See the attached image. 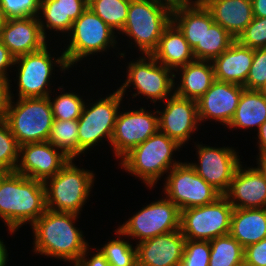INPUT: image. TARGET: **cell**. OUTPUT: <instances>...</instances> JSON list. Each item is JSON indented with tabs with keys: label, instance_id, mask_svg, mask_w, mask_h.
Wrapping results in <instances>:
<instances>
[{
	"label": "cell",
	"instance_id": "cell-1",
	"mask_svg": "<svg viewBox=\"0 0 266 266\" xmlns=\"http://www.w3.org/2000/svg\"><path fill=\"white\" fill-rule=\"evenodd\" d=\"M79 215L46 210L32 225L33 253L63 259L73 266L89 246L76 225Z\"/></svg>",
	"mask_w": 266,
	"mask_h": 266
},
{
	"label": "cell",
	"instance_id": "cell-2",
	"mask_svg": "<svg viewBox=\"0 0 266 266\" xmlns=\"http://www.w3.org/2000/svg\"><path fill=\"white\" fill-rule=\"evenodd\" d=\"M44 182L17 172H0V218L14 234L25 223L32 225L45 211Z\"/></svg>",
	"mask_w": 266,
	"mask_h": 266
},
{
	"label": "cell",
	"instance_id": "cell-3",
	"mask_svg": "<svg viewBox=\"0 0 266 266\" xmlns=\"http://www.w3.org/2000/svg\"><path fill=\"white\" fill-rule=\"evenodd\" d=\"M180 148L177 141L158 131L124 155L119 165L151 189L165 173L181 163L172 159L174 152Z\"/></svg>",
	"mask_w": 266,
	"mask_h": 266
},
{
	"label": "cell",
	"instance_id": "cell-4",
	"mask_svg": "<svg viewBox=\"0 0 266 266\" xmlns=\"http://www.w3.org/2000/svg\"><path fill=\"white\" fill-rule=\"evenodd\" d=\"M73 161L70 159L56 175L44 182L48 210L80 215L90 197L95 173L77 167Z\"/></svg>",
	"mask_w": 266,
	"mask_h": 266
},
{
	"label": "cell",
	"instance_id": "cell-5",
	"mask_svg": "<svg viewBox=\"0 0 266 266\" xmlns=\"http://www.w3.org/2000/svg\"><path fill=\"white\" fill-rule=\"evenodd\" d=\"M171 22L172 10L168 7L153 0H130L126 23L119 35L130 37L142 55H151Z\"/></svg>",
	"mask_w": 266,
	"mask_h": 266
},
{
	"label": "cell",
	"instance_id": "cell-6",
	"mask_svg": "<svg viewBox=\"0 0 266 266\" xmlns=\"http://www.w3.org/2000/svg\"><path fill=\"white\" fill-rule=\"evenodd\" d=\"M13 101L11 98L5 121L19 146L48 141L54 121L49 96Z\"/></svg>",
	"mask_w": 266,
	"mask_h": 266
},
{
	"label": "cell",
	"instance_id": "cell-7",
	"mask_svg": "<svg viewBox=\"0 0 266 266\" xmlns=\"http://www.w3.org/2000/svg\"><path fill=\"white\" fill-rule=\"evenodd\" d=\"M100 17L89 7L73 22L68 33L69 44L63 48V55L70 68L83 58L107 52V49L115 48L118 36ZM117 37V38H116ZM96 53V54H95Z\"/></svg>",
	"mask_w": 266,
	"mask_h": 266
},
{
	"label": "cell",
	"instance_id": "cell-8",
	"mask_svg": "<svg viewBox=\"0 0 266 266\" xmlns=\"http://www.w3.org/2000/svg\"><path fill=\"white\" fill-rule=\"evenodd\" d=\"M136 59L128 63L126 80L118 89L123 97L131 85L136 90L133 98L143 95L154 104L164 102L174 94L177 75L173 70L158 63L152 55L143 54Z\"/></svg>",
	"mask_w": 266,
	"mask_h": 266
},
{
	"label": "cell",
	"instance_id": "cell-9",
	"mask_svg": "<svg viewBox=\"0 0 266 266\" xmlns=\"http://www.w3.org/2000/svg\"><path fill=\"white\" fill-rule=\"evenodd\" d=\"M46 45L43 49L15 58L18 98L47 97L52 93L50 79L55 66L65 73L69 70L65 56L52 57ZM55 62V63H54ZM54 64V65H53Z\"/></svg>",
	"mask_w": 266,
	"mask_h": 266
},
{
	"label": "cell",
	"instance_id": "cell-10",
	"mask_svg": "<svg viewBox=\"0 0 266 266\" xmlns=\"http://www.w3.org/2000/svg\"><path fill=\"white\" fill-rule=\"evenodd\" d=\"M122 100L123 96L117 88L105 98L84 104L78 119V147L84 153L102 140L111 142Z\"/></svg>",
	"mask_w": 266,
	"mask_h": 266
},
{
	"label": "cell",
	"instance_id": "cell-11",
	"mask_svg": "<svg viewBox=\"0 0 266 266\" xmlns=\"http://www.w3.org/2000/svg\"><path fill=\"white\" fill-rule=\"evenodd\" d=\"M233 209L221 195L213 203L181 210L180 230L189 240L210 241L228 235Z\"/></svg>",
	"mask_w": 266,
	"mask_h": 266
},
{
	"label": "cell",
	"instance_id": "cell-12",
	"mask_svg": "<svg viewBox=\"0 0 266 266\" xmlns=\"http://www.w3.org/2000/svg\"><path fill=\"white\" fill-rule=\"evenodd\" d=\"M181 210L167 197L151 202L119 225L122 236L137 243L180 229Z\"/></svg>",
	"mask_w": 266,
	"mask_h": 266
},
{
	"label": "cell",
	"instance_id": "cell-13",
	"mask_svg": "<svg viewBox=\"0 0 266 266\" xmlns=\"http://www.w3.org/2000/svg\"><path fill=\"white\" fill-rule=\"evenodd\" d=\"M164 194L180 210L213 203L221 194L199 176L189 162H181L166 174Z\"/></svg>",
	"mask_w": 266,
	"mask_h": 266
},
{
	"label": "cell",
	"instance_id": "cell-14",
	"mask_svg": "<svg viewBox=\"0 0 266 266\" xmlns=\"http://www.w3.org/2000/svg\"><path fill=\"white\" fill-rule=\"evenodd\" d=\"M145 109L140 107L126 112L119 110L110 142L118 160L159 131L157 109L153 112Z\"/></svg>",
	"mask_w": 266,
	"mask_h": 266
},
{
	"label": "cell",
	"instance_id": "cell-15",
	"mask_svg": "<svg viewBox=\"0 0 266 266\" xmlns=\"http://www.w3.org/2000/svg\"><path fill=\"white\" fill-rule=\"evenodd\" d=\"M198 162L189 164L207 183L224 195L237 167L242 163L233 147H210L196 144Z\"/></svg>",
	"mask_w": 266,
	"mask_h": 266
},
{
	"label": "cell",
	"instance_id": "cell-16",
	"mask_svg": "<svg viewBox=\"0 0 266 266\" xmlns=\"http://www.w3.org/2000/svg\"><path fill=\"white\" fill-rule=\"evenodd\" d=\"M163 106V110L157 109L159 131L183 147L200 125L197 101L173 94Z\"/></svg>",
	"mask_w": 266,
	"mask_h": 266
},
{
	"label": "cell",
	"instance_id": "cell-17",
	"mask_svg": "<svg viewBox=\"0 0 266 266\" xmlns=\"http://www.w3.org/2000/svg\"><path fill=\"white\" fill-rule=\"evenodd\" d=\"M69 160L48 141L28 143L19 146L15 172L45 182L56 175Z\"/></svg>",
	"mask_w": 266,
	"mask_h": 266
},
{
	"label": "cell",
	"instance_id": "cell-18",
	"mask_svg": "<svg viewBox=\"0 0 266 266\" xmlns=\"http://www.w3.org/2000/svg\"><path fill=\"white\" fill-rule=\"evenodd\" d=\"M244 89L241 85L215 79L206 93L197 100L200 125L209 119L227 127Z\"/></svg>",
	"mask_w": 266,
	"mask_h": 266
},
{
	"label": "cell",
	"instance_id": "cell-19",
	"mask_svg": "<svg viewBox=\"0 0 266 266\" xmlns=\"http://www.w3.org/2000/svg\"><path fill=\"white\" fill-rule=\"evenodd\" d=\"M38 17L6 19L0 31V41L16 58L33 53L48 45Z\"/></svg>",
	"mask_w": 266,
	"mask_h": 266
},
{
	"label": "cell",
	"instance_id": "cell-20",
	"mask_svg": "<svg viewBox=\"0 0 266 266\" xmlns=\"http://www.w3.org/2000/svg\"><path fill=\"white\" fill-rule=\"evenodd\" d=\"M224 196L233 208H266V180L256 167L240 164Z\"/></svg>",
	"mask_w": 266,
	"mask_h": 266
},
{
	"label": "cell",
	"instance_id": "cell-21",
	"mask_svg": "<svg viewBox=\"0 0 266 266\" xmlns=\"http://www.w3.org/2000/svg\"><path fill=\"white\" fill-rule=\"evenodd\" d=\"M185 240L179 229L136 244L137 266H179Z\"/></svg>",
	"mask_w": 266,
	"mask_h": 266
},
{
	"label": "cell",
	"instance_id": "cell-22",
	"mask_svg": "<svg viewBox=\"0 0 266 266\" xmlns=\"http://www.w3.org/2000/svg\"><path fill=\"white\" fill-rule=\"evenodd\" d=\"M87 7L88 0H41L37 17L44 36L47 38L46 30L69 33Z\"/></svg>",
	"mask_w": 266,
	"mask_h": 266
},
{
	"label": "cell",
	"instance_id": "cell-23",
	"mask_svg": "<svg viewBox=\"0 0 266 266\" xmlns=\"http://www.w3.org/2000/svg\"><path fill=\"white\" fill-rule=\"evenodd\" d=\"M253 56L254 49L243 46L235 40L212 61L215 79L244 86L253 63Z\"/></svg>",
	"mask_w": 266,
	"mask_h": 266
},
{
	"label": "cell",
	"instance_id": "cell-24",
	"mask_svg": "<svg viewBox=\"0 0 266 266\" xmlns=\"http://www.w3.org/2000/svg\"><path fill=\"white\" fill-rule=\"evenodd\" d=\"M210 11L215 23L235 39L253 20L251 0H200Z\"/></svg>",
	"mask_w": 266,
	"mask_h": 266
},
{
	"label": "cell",
	"instance_id": "cell-25",
	"mask_svg": "<svg viewBox=\"0 0 266 266\" xmlns=\"http://www.w3.org/2000/svg\"><path fill=\"white\" fill-rule=\"evenodd\" d=\"M175 72L180 75L179 81L174 82V94L197 101L211 87L215 80L214 68L211 61L194 60ZM179 72V73H178ZM177 82H179L177 84Z\"/></svg>",
	"mask_w": 266,
	"mask_h": 266
},
{
	"label": "cell",
	"instance_id": "cell-26",
	"mask_svg": "<svg viewBox=\"0 0 266 266\" xmlns=\"http://www.w3.org/2000/svg\"><path fill=\"white\" fill-rule=\"evenodd\" d=\"M151 55L173 71L195 60L192 48L173 22L165 28L157 49Z\"/></svg>",
	"mask_w": 266,
	"mask_h": 266
},
{
	"label": "cell",
	"instance_id": "cell-27",
	"mask_svg": "<svg viewBox=\"0 0 266 266\" xmlns=\"http://www.w3.org/2000/svg\"><path fill=\"white\" fill-rule=\"evenodd\" d=\"M243 248L266 238V208H234L230 233Z\"/></svg>",
	"mask_w": 266,
	"mask_h": 266
},
{
	"label": "cell",
	"instance_id": "cell-28",
	"mask_svg": "<svg viewBox=\"0 0 266 266\" xmlns=\"http://www.w3.org/2000/svg\"><path fill=\"white\" fill-rule=\"evenodd\" d=\"M266 121V94L261 90L244 89L228 129L259 127Z\"/></svg>",
	"mask_w": 266,
	"mask_h": 266
},
{
	"label": "cell",
	"instance_id": "cell-29",
	"mask_svg": "<svg viewBox=\"0 0 266 266\" xmlns=\"http://www.w3.org/2000/svg\"><path fill=\"white\" fill-rule=\"evenodd\" d=\"M172 22L182 32L192 49L195 46H202L205 31V5L200 0L172 10Z\"/></svg>",
	"mask_w": 266,
	"mask_h": 266
},
{
	"label": "cell",
	"instance_id": "cell-30",
	"mask_svg": "<svg viewBox=\"0 0 266 266\" xmlns=\"http://www.w3.org/2000/svg\"><path fill=\"white\" fill-rule=\"evenodd\" d=\"M235 40L227 30L214 22L210 11L205 7V31L202 46H195L192 49L195 59L212 62Z\"/></svg>",
	"mask_w": 266,
	"mask_h": 266
},
{
	"label": "cell",
	"instance_id": "cell-31",
	"mask_svg": "<svg viewBox=\"0 0 266 266\" xmlns=\"http://www.w3.org/2000/svg\"><path fill=\"white\" fill-rule=\"evenodd\" d=\"M78 129V120H54L48 142L74 160L85 154L78 147Z\"/></svg>",
	"mask_w": 266,
	"mask_h": 266
},
{
	"label": "cell",
	"instance_id": "cell-32",
	"mask_svg": "<svg viewBox=\"0 0 266 266\" xmlns=\"http://www.w3.org/2000/svg\"><path fill=\"white\" fill-rule=\"evenodd\" d=\"M210 243L209 266H244V248L230 234Z\"/></svg>",
	"mask_w": 266,
	"mask_h": 266
},
{
	"label": "cell",
	"instance_id": "cell-33",
	"mask_svg": "<svg viewBox=\"0 0 266 266\" xmlns=\"http://www.w3.org/2000/svg\"><path fill=\"white\" fill-rule=\"evenodd\" d=\"M130 0H88V7L119 34L127 19Z\"/></svg>",
	"mask_w": 266,
	"mask_h": 266
},
{
	"label": "cell",
	"instance_id": "cell-34",
	"mask_svg": "<svg viewBox=\"0 0 266 266\" xmlns=\"http://www.w3.org/2000/svg\"><path fill=\"white\" fill-rule=\"evenodd\" d=\"M117 239H111L99 250L111 266H137V249L131 242L122 238L119 229L114 230ZM123 239V240H122Z\"/></svg>",
	"mask_w": 266,
	"mask_h": 266
},
{
	"label": "cell",
	"instance_id": "cell-35",
	"mask_svg": "<svg viewBox=\"0 0 266 266\" xmlns=\"http://www.w3.org/2000/svg\"><path fill=\"white\" fill-rule=\"evenodd\" d=\"M58 90L61 94L55 98L51 99V94L49 95L54 120H78L85 104L82 96L75 92H64L63 86H58Z\"/></svg>",
	"mask_w": 266,
	"mask_h": 266
},
{
	"label": "cell",
	"instance_id": "cell-36",
	"mask_svg": "<svg viewBox=\"0 0 266 266\" xmlns=\"http://www.w3.org/2000/svg\"><path fill=\"white\" fill-rule=\"evenodd\" d=\"M18 159L19 144L6 121H0V172H14Z\"/></svg>",
	"mask_w": 266,
	"mask_h": 266
},
{
	"label": "cell",
	"instance_id": "cell-37",
	"mask_svg": "<svg viewBox=\"0 0 266 266\" xmlns=\"http://www.w3.org/2000/svg\"><path fill=\"white\" fill-rule=\"evenodd\" d=\"M209 259V241L186 239L179 266H209Z\"/></svg>",
	"mask_w": 266,
	"mask_h": 266
},
{
	"label": "cell",
	"instance_id": "cell-38",
	"mask_svg": "<svg viewBox=\"0 0 266 266\" xmlns=\"http://www.w3.org/2000/svg\"><path fill=\"white\" fill-rule=\"evenodd\" d=\"M236 40L251 49L266 48V17H254Z\"/></svg>",
	"mask_w": 266,
	"mask_h": 266
},
{
	"label": "cell",
	"instance_id": "cell-39",
	"mask_svg": "<svg viewBox=\"0 0 266 266\" xmlns=\"http://www.w3.org/2000/svg\"><path fill=\"white\" fill-rule=\"evenodd\" d=\"M41 0H2L0 6L6 19L37 17Z\"/></svg>",
	"mask_w": 266,
	"mask_h": 266
},
{
	"label": "cell",
	"instance_id": "cell-40",
	"mask_svg": "<svg viewBox=\"0 0 266 266\" xmlns=\"http://www.w3.org/2000/svg\"><path fill=\"white\" fill-rule=\"evenodd\" d=\"M265 84L266 48L254 49L253 63L243 87L249 90H261Z\"/></svg>",
	"mask_w": 266,
	"mask_h": 266
},
{
	"label": "cell",
	"instance_id": "cell-41",
	"mask_svg": "<svg viewBox=\"0 0 266 266\" xmlns=\"http://www.w3.org/2000/svg\"><path fill=\"white\" fill-rule=\"evenodd\" d=\"M244 266H266V238L244 248Z\"/></svg>",
	"mask_w": 266,
	"mask_h": 266
},
{
	"label": "cell",
	"instance_id": "cell-42",
	"mask_svg": "<svg viewBox=\"0 0 266 266\" xmlns=\"http://www.w3.org/2000/svg\"><path fill=\"white\" fill-rule=\"evenodd\" d=\"M11 80L0 76V121L6 119L7 111L9 109L11 98L14 94L11 93Z\"/></svg>",
	"mask_w": 266,
	"mask_h": 266
},
{
	"label": "cell",
	"instance_id": "cell-43",
	"mask_svg": "<svg viewBox=\"0 0 266 266\" xmlns=\"http://www.w3.org/2000/svg\"><path fill=\"white\" fill-rule=\"evenodd\" d=\"M90 249H97L96 253L93 254L87 258L88 253ZM89 247L86 249V251L81 255L80 260L77 262L75 266H111L107 260L105 259V256L100 252L99 248H90Z\"/></svg>",
	"mask_w": 266,
	"mask_h": 266
},
{
	"label": "cell",
	"instance_id": "cell-44",
	"mask_svg": "<svg viewBox=\"0 0 266 266\" xmlns=\"http://www.w3.org/2000/svg\"><path fill=\"white\" fill-rule=\"evenodd\" d=\"M15 57L10 53L9 49L0 41V76L10 78L8 69L14 67ZM11 67V68H9Z\"/></svg>",
	"mask_w": 266,
	"mask_h": 266
},
{
	"label": "cell",
	"instance_id": "cell-45",
	"mask_svg": "<svg viewBox=\"0 0 266 266\" xmlns=\"http://www.w3.org/2000/svg\"><path fill=\"white\" fill-rule=\"evenodd\" d=\"M257 137H258V147L259 153L258 155H265L266 154V121L259 127L257 130Z\"/></svg>",
	"mask_w": 266,
	"mask_h": 266
},
{
	"label": "cell",
	"instance_id": "cell-46",
	"mask_svg": "<svg viewBox=\"0 0 266 266\" xmlns=\"http://www.w3.org/2000/svg\"><path fill=\"white\" fill-rule=\"evenodd\" d=\"M157 3H160L166 7H168L171 10L180 8L182 6H186L189 5L191 3H193L196 0H153Z\"/></svg>",
	"mask_w": 266,
	"mask_h": 266
},
{
	"label": "cell",
	"instance_id": "cell-47",
	"mask_svg": "<svg viewBox=\"0 0 266 266\" xmlns=\"http://www.w3.org/2000/svg\"><path fill=\"white\" fill-rule=\"evenodd\" d=\"M254 17H266V0H251Z\"/></svg>",
	"mask_w": 266,
	"mask_h": 266
},
{
	"label": "cell",
	"instance_id": "cell-48",
	"mask_svg": "<svg viewBox=\"0 0 266 266\" xmlns=\"http://www.w3.org/2000/svg\"><path fill=\"white\" fill-rule=\"evenodd\" d=\"M8 254L6 245L0 238V266H6L8 262Z\"/></svg>",
	"mask_w": 266,
	"mask_h": 266
},
{
	"label": "cell",
	"instance_id": "cell-49",
	"mask_svg": "<svg viewBox=\"0 0 266 266\" xmlns=\"http://www.w3.org/2000/svg\"><path fill=\"white\" fill-rule=\"evenodd\" d=\"M257 169L258 171L264 176V179L266 180V154L265 155H257Z\"/></svg>",
	"mask_w": 266,
	"mask_h": 266
},
{
	"label": "cell",
	"instance_id": "cell-50",
	"mask_svg": "<svg viewBox=\"0 0 266 266\" xmlns=\"http://www.w3.org/2000/svg\"><path fill=\"white\" fill-rule=\"evenodd\" d=\"M5 22H6V18L4 16L2 8L0 6V31H1V28L3 27V25L5 24Z\"/></svg>",
	"mask_w": 266,
	"mask_h": 266
},
{
	"label": "cell",
	"instance_id": "cell-51",
	"mask_svg": "<svg viewBox=\"0 0 266 266\" xmlns=\"http://www.w3.org/2000/svg\"><path fill=\"white\" fill-rule=\"evenodd\" d=\"M261 91H262L264 94H266V84H265V86L261 89Z\"/></svg>",
	"mask_w": 266,
	"mask_h": 266
}]
</instances>
